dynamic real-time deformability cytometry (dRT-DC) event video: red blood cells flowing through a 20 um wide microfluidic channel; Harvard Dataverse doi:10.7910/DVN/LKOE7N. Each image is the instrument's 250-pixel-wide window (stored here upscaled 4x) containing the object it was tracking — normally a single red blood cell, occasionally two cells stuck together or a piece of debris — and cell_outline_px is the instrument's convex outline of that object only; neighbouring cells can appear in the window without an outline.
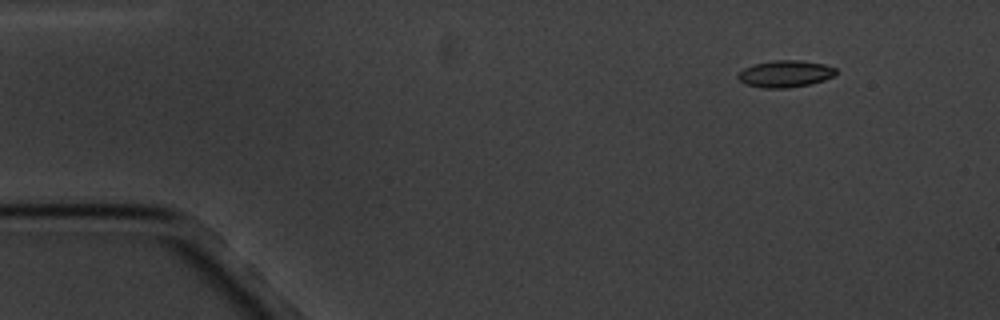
{"species": "common noctule bat (a hibernating species)", "species_latin": "Nyctalus noctula", "temperature_condition": "cold", "stored_images_in_passage": 5, "camera_frame_rate_fps": 3000, "um_per_image_px": 0.085, "animal": {"sex": "male", "body_mass_g": 20.1, "forearm_length_mm": 53.5}, "frame": {"image": 1, "passage_image": 1, "time_ms": 0.0, "image_size_px": [1000, 320], "cell_outline_px": [[836, 72], [832, 76], [824, 80], [808, 84], [788, 88], [764, 88], [744, 84], [736, 76], [744, 68], [752, 64], [772, 60], [800, 60], [824, 64], [836, 68]], "centroid_in_image_um": [66.71, 6.27], "position_along_channel_um": 18.3, "area_um2": 15.32}}
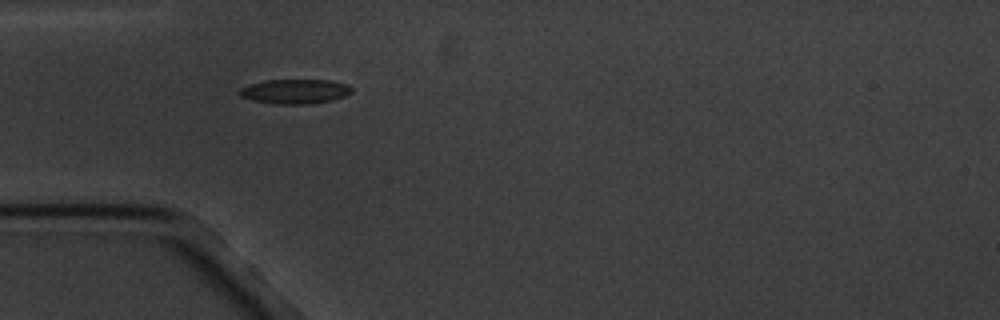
{"frame": {"image": 2, "passage_image": 4, "time_ms": 3.667, "image_size_px": [1000, 320], "cell_outline_px": [[352, 92], [344, 96], [332, 100], [308, 104], [272, 104], [252, 100], [240, 96], [236, 92], [240, 88], [264, 80], [332, 80], [344, 84], [352, 88]], "centroid_in_image_um": [25.03, 7.77], "position_along_channel_um": 60.0, "area_um2": 16.07}}
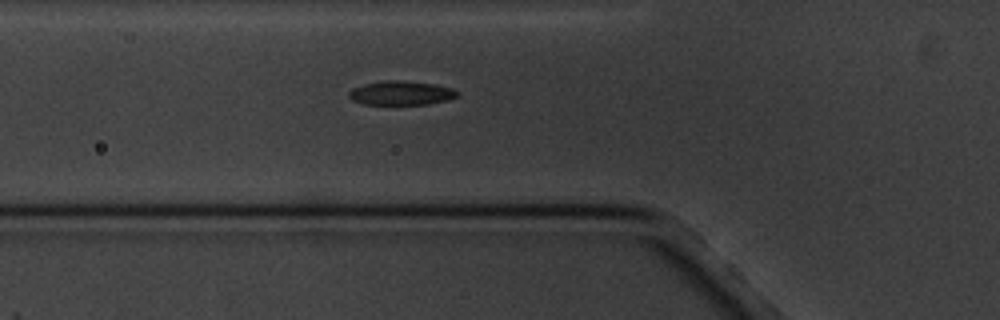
{"frame": {"image": 3, "passage_image": 5, "time_ms": 4.667, "image_size_px": [1000, 320], "cell_outline_px": [[460, 92], [456, 96], [448, 100], [428, 104], [364, 104], [352, 100], [348, 96], [348, 92], [352, 88], [364, 84], [384, 80], [400, 80], [432, 84], [452, 88]], "centroid_in_image_um": [34.07, 7.9], "position_along_channel_um": 91.7, "area_um2": 15.14}}